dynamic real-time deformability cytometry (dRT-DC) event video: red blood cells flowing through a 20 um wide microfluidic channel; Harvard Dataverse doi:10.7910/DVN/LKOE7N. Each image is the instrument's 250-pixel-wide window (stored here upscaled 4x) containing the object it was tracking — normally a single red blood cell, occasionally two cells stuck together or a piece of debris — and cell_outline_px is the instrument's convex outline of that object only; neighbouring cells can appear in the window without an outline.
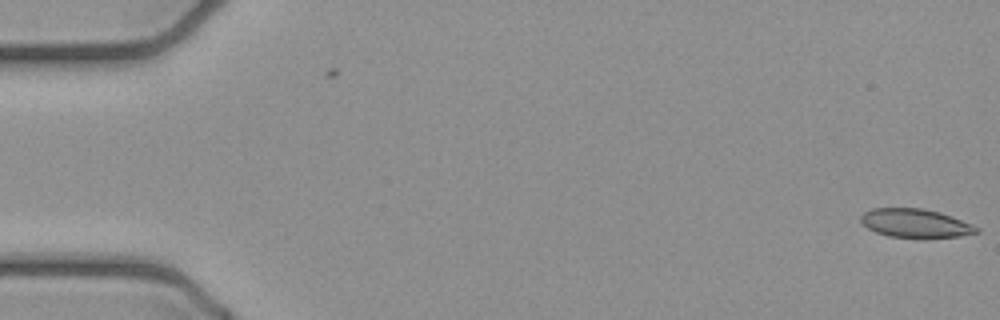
{"species": "common noctule bat (a hibernating species)", "species_latin": "Nyctalus noctula", "temperature_condition": "cold", "stored_images_in_passage": 2, "camera_frame_rate_fps": 3000, "um_per_image_px": 0.085, "animal": {"sex": "female", "body_mass_g": 21.9}, "frame": {"image": 1, "passage_image": 2, "time_ms": 0.333, "image_size_px": [1000, 320], "cell_outline_px": [[980, 232], [960, 236], [888, 236], [876, 232], [868, 228], [860, 220], [860, 216], [864, 212], [872, 208], [924, 208], [940, 212], [952, 216], [980, 228]], "centroid_in_image_um": [77.8, 18.94], "position_along_channel_um": 7.2, "area_um2": 18.9}}